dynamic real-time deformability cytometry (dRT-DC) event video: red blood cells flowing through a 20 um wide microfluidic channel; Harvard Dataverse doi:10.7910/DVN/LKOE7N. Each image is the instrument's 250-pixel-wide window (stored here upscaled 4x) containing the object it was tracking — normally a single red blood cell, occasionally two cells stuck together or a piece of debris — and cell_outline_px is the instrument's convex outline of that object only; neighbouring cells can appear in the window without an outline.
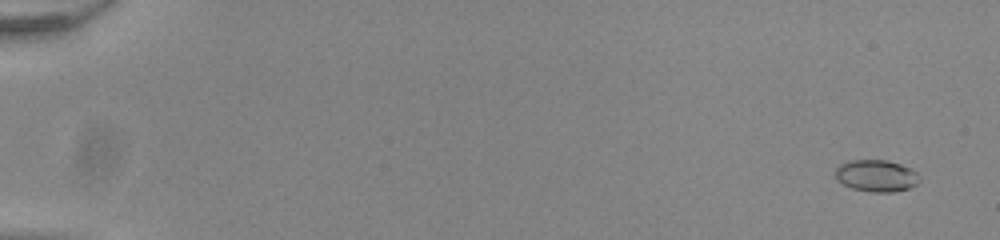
{"species": "common noctule bat (a hibernating species)", "species_latin": "Nyctalus noctula", "temperature_condition": "room temperature", "stored_images_in_passage": 56, "segment_of_instrument_passage": [1, 2], "camera_frame_rate_fps": 3000, "um_per_image_px": 0.085, "animal": {"sex": "male", "body_mass_g": 20.0, "forearm_length_mm": 53.3}, "frame": {"image": 1, "passage_image": 3, "time_ms": 0.667, "image_size_px": [1000, 240], "cell_outline_px": [[920, 180], [916, 184], [908, 188], [892, 192], [872, 192], [852, 188], [836, 180], [836, 168], [840, 164], [848, 160], [888, 160], [912, 168], [920, 176]], "centroid_in_image_um": [74.5, 14.93], "position_along_channel_um": 10.5, "area_um2": 15.66}}
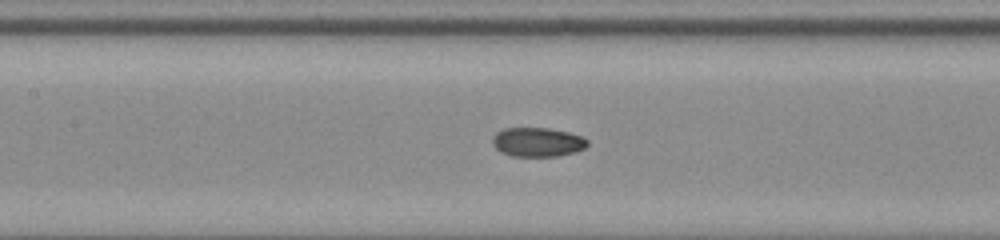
{"frame": {"image": 2, "passage_image": 28, "time_ms": 9.0, "image_size_px": [1000, 240], "cell_outline_px": [[588, 144], [584, 148], [576, 152], [556, 156], [512, 156], [500, 152], [492, 144], [492, 136], [496, 132], [504, 128], [548, 128], [568, 132], [584, 136], [588, 140]], "centroid_in_image_um": [45.68, 12.07], "position_along_channel_um": 161.7, "area_um2": 16.3}}
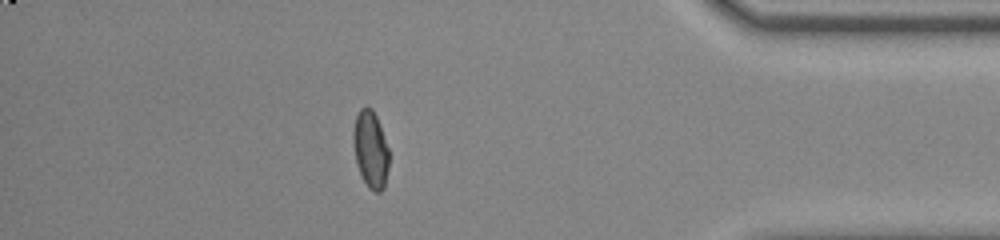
{"frame": {"image": 3, "passage_image": 49, "time_ms": 16.0, "image_size_px": [1000, 240], "cell_outline_px": [[388, 168], [384, 188], [380, 192], [376, 192], [368, 188], [356, 164], [352, 140], [352, 132], [356, 116], [360, 108], [364, 104], [368, 104], [372, 108], [376, 116], [388, 148]], "centroid_in_image_um": [31.47, 12.66], "position_along_channel_um": 403.7, "area_um2": 16.18}}